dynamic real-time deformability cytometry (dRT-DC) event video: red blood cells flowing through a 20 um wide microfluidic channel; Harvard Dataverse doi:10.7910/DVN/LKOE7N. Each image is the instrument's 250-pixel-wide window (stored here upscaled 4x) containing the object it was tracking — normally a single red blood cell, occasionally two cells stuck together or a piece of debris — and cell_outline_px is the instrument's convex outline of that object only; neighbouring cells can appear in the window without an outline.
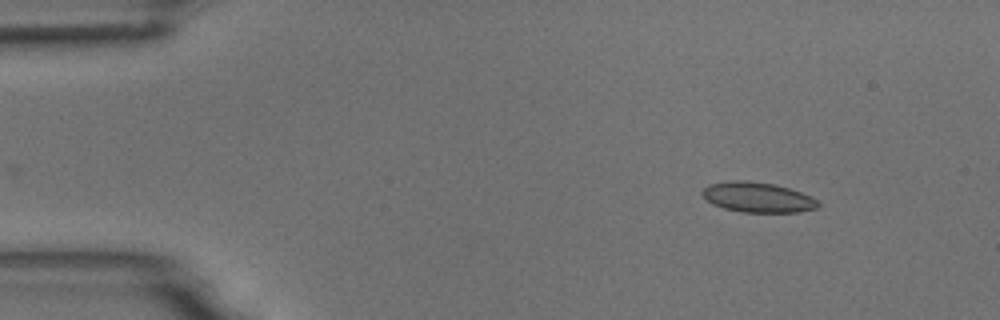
{"species": "common noctule bat (a hibernating species)", "species_latin": "Nyctalus noctula", "temperature_condition": "room temperature", "stored_images_in_passage": 9, "camera_frame_rate_fps": 3000, "um_per_image_px": 0.085, "animal": {"sex": "male", "body_mass_g": 18.8}, "frame": {"image": 1, "passage_image": 1, "time_ms": 0.0, "image_size_px": [1000, 320], "cell_outline_px": [[820, 204], [816, 208], [796, 212], [744, 212], [724, 208], [712, 204], [700, 192], [708, 184], [732, 180], [744, 180], [776, 184], [812, 196]], "centroid_in_image_um": [64.39, 16.76], "position_along_channel_um": 20.6, "area_um2": 20.23}}
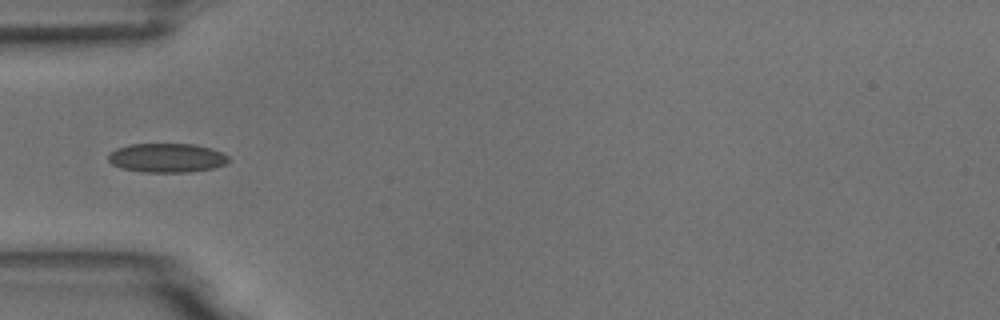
{"frame": {"image": 2, "passage_image": 4, "time_ms": 1.0, "image_size_px": [1000, 320], "cell_outline_px": [[232, 160], [224, 164], [212, 168], [188, 172], [144, 172], [120, 168], [112, 164], [108, 160], [108, 156], [116, 148], [128, 144], [196, 144], [212, 148], [228, 156]], "centroid_in_image_um": [14.18, 13.41], "position_along_channel_um": 70.8, "area_um2": 20.46}}
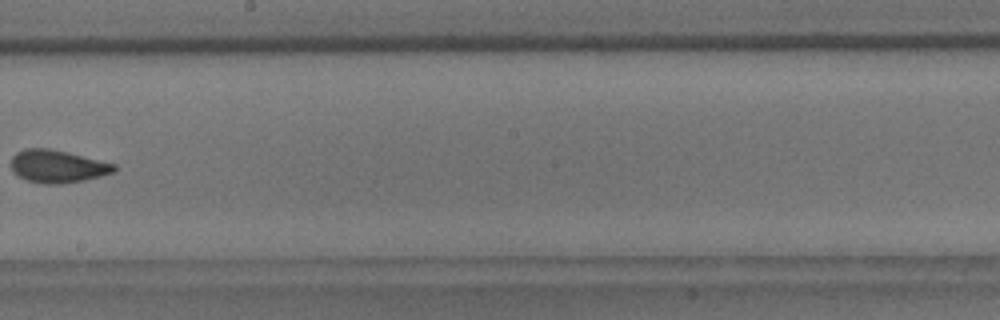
{"frame": {"image": 3, "passage_image": 8, "time_ms": 2.333, "image_size_px": [1000, 320], "cell_outline_px": [[116, 172], [84, 180], [60, 184], [44, 184], [28, 180], [12, 172], [12, 156], [16, 152], [24, 148], [48, 148], [68, 152], [116, 164]], "centroid_in_image_um": [4.9, 14.13], "position_along_channel_um": 243.3, "area_um2": 19.65}}